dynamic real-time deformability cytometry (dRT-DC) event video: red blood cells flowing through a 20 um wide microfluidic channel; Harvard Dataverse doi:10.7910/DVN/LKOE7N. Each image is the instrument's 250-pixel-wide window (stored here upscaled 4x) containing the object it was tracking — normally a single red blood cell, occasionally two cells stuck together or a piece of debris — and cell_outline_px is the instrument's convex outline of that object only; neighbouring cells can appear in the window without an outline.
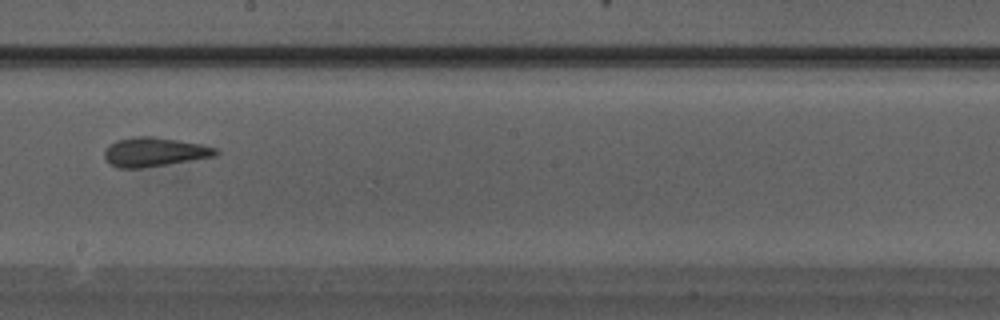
{"species": "Egyptian fruit bat (a non-hibernating species)", "species_latin": "Rousettus aegyptiacus", "temperature_condition": "warm", "stored_images_in_passage": 27, "camera_frame_rate_fps": 3000, "um_per_image_px": 0.085, "animal": {"sex": "male"}, "frame": {"image": 1, "passage_image": 10, "time_ms": 3.0, "image_size_px": [1000, 320], "cell_outline_px": [[220, 152], [216, 156], [180, 164], [144, 168], [116, 168], [104, 156], [104, 148], [108, 144], [116, 140], [132, 136], [152, 136], [200, 144], [216, 148]], "centroid_in_image_um": [13.15, 12.94], "position_along_channel_um": 235.1, "area_um2": 19.48}}